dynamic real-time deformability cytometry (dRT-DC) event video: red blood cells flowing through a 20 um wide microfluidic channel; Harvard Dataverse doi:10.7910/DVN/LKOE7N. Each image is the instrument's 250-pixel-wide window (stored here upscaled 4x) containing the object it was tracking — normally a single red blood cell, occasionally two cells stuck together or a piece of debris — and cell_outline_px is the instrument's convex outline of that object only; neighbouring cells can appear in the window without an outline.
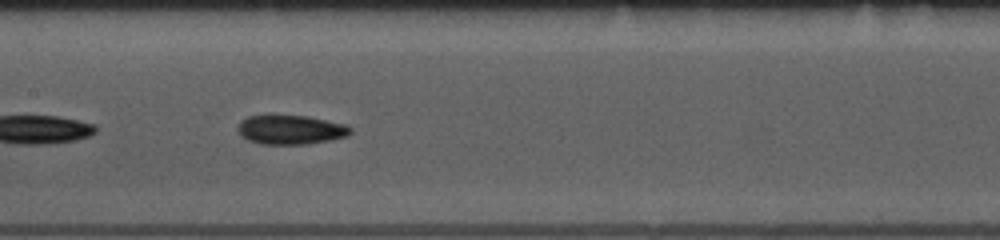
{"species": "common noctule bat (a hibernating species)", "species_latin": "Nyctalus noctula", "temperature_condition": "room temperature", "stored_images_in_passage": 49, "camera_frame_rate_fps": 3000, "um_per_image_px": 0.085, "animal": {"sex": "female", "body_mass_g": 10.0, "forearm_length_mm": 53.1}, "frame": {"image": 1, "passage_image": 22, "time_ms": 7.0, "image_size_px": [1000, 240], "cell_outline_px": [[352, 132], [348, 136], [332, 140], [308, 144], [260, 144], [248, 140], [240, 136], [236, 128], [240, 120], [248, 116], [268, 112], [272, 112], [308, 116], [348, 124], [352, 128]], "centroid_in_image_um": [24.67, 10.97], "position_along_channel_um": 182.7, "area_um2": 20.4}}
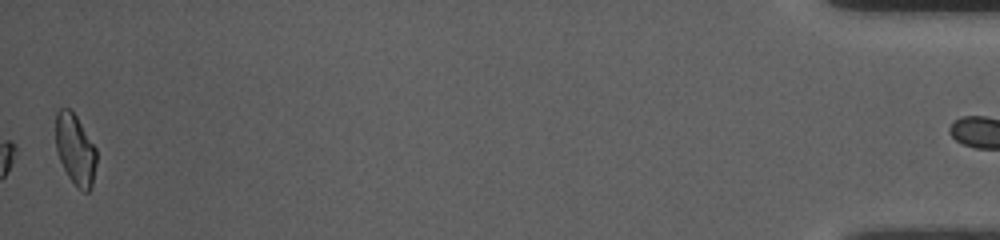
{"frame": {"image": 2, "passage_image": 49, "time_ms": 16.0, "image_size_px": [1000, 240], "cell_outline_px": [[96, 164], [92, 188], [88, 192], [84, 192], [76, 188], [68, 176], [60, 160], [56, 148], [56, 112], [60, 108], [68, 108], [76, 116], [96, 148]], "centroid_in_image_um": [6.41, 12.75], "position_along_channel_um": 428.8, "area_um2": 16.82}, "authors_computed_cell_mechanics": {"area_um2": 18.1492, "velocity_mm_per_s": 3.7759, "shape_relaxation_time_tau1_ms": 1.8093, "shape_relaxation_time_tau2_ms": 2.7174, "deformation_change_tau1": 0.0649, "deformation_change_tau2": 0.0592}}